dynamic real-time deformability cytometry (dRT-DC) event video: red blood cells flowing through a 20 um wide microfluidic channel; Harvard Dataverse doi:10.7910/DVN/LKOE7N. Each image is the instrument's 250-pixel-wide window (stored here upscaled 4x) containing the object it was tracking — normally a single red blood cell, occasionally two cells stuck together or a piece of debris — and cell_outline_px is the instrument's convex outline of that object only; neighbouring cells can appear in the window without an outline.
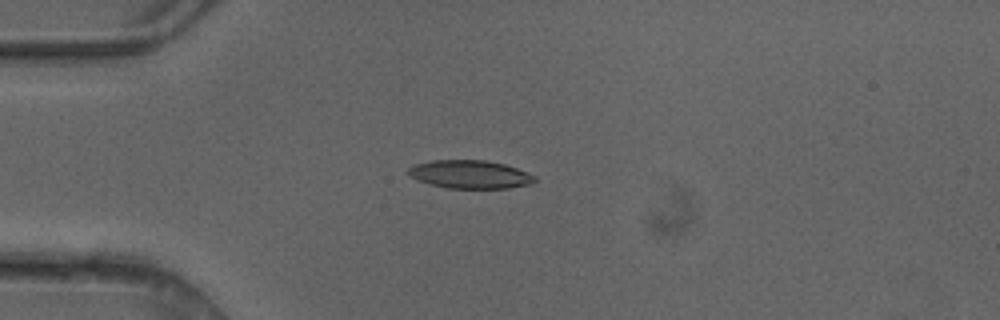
{"species": "common noctule bat (a hibernating species)", "species_latin": "Nyctalus noctula", "temperature_condition": "cold", "stored_images_in_passage": 4, "camera_frame_rate_fps": 3000, "um_per_image_px": 0.085, "animal": {"sex": "female"}, "frame": {"image": 1, "passage_image": 4, "time_ms": 1.0, "image_size_px": [1000, 320], "cell_outline_px": [[536, 180], [532, 184], [508, 188], [448, 188], [416, 180], [408, 176], [408, 168], [412, 164], [432, 160], [488, 160], [504, 164], [516, 168], [536, 176]], "centroid_in_image_um": [39.93, 14.81], "position_along_channel_um": 45.1, "area_um2": 20.92}}